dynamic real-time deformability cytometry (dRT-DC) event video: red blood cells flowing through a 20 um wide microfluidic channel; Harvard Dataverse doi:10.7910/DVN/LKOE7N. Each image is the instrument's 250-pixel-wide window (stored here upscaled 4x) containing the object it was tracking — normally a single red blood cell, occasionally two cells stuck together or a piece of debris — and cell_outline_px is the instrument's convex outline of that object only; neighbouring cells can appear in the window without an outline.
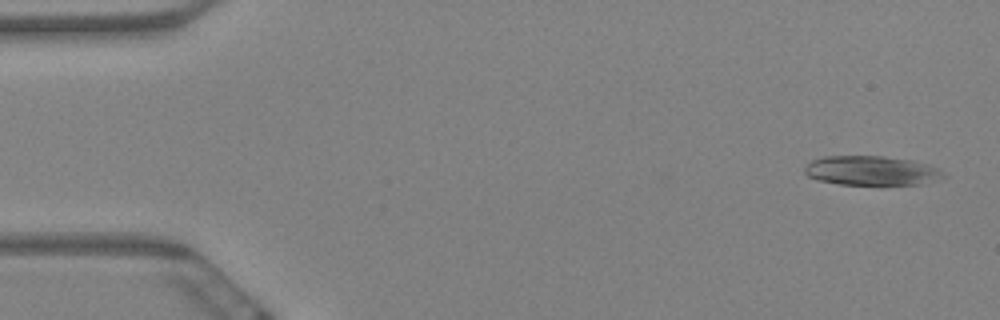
{"species": "Egyptian fruit bat (a non-hibernating species)", "species_latin": "Rousettus aegyptiacus", "temperature_condition": "warm", "stored_images_in_passage": 6, "camera_frame_rate_fps": 3000, "um_per_image_px": 0.085, "animal": {"sex": "female"}, "frame": {"image": 1, "passage_image": 1, "time_ms": 0.0, "image_size_px": [1000, 320], "cell_outline_px": [[948, 176], [940, 180], [920, 184], [880, 188], [840, 184], [816, 180], [808, 176], [804, 172], [804, 168], [812, 160], [824, 156], [884, 156], [912, 160], [928, 164], [940, 168]], "centroid_in_image_um": [74.16, 14.56], "position_along_channel_um": 10.8, "area_um2": 25.14}}
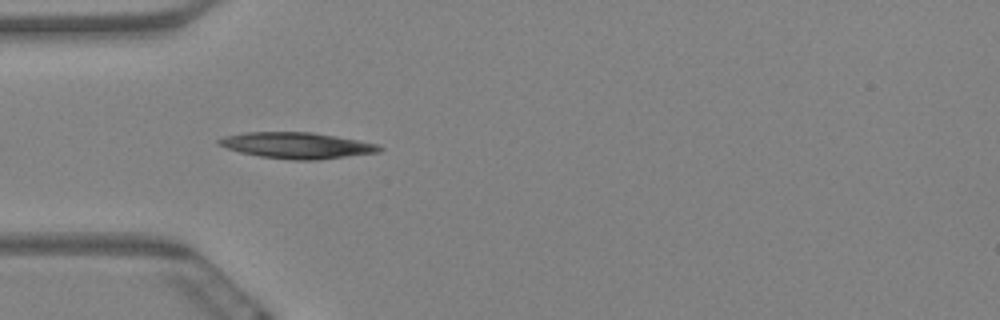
{"frame": {"image": 2, "passage_image": 5, "time_ms": 1.333, "image_size_px": [1000, 320], "cell_outline_px": [[384, 148], [380, 152], [320, 160], [292, 160], [260, 156], [240, 152], [216, 144], [216, 140], [224, 136], [244, 132], [312, 132], [336, 136], [376, 144]], "centroid_in_image_um": [25.22, 12.36], "position_along_channel_um": 59.8, "area_um2": 24.45}}